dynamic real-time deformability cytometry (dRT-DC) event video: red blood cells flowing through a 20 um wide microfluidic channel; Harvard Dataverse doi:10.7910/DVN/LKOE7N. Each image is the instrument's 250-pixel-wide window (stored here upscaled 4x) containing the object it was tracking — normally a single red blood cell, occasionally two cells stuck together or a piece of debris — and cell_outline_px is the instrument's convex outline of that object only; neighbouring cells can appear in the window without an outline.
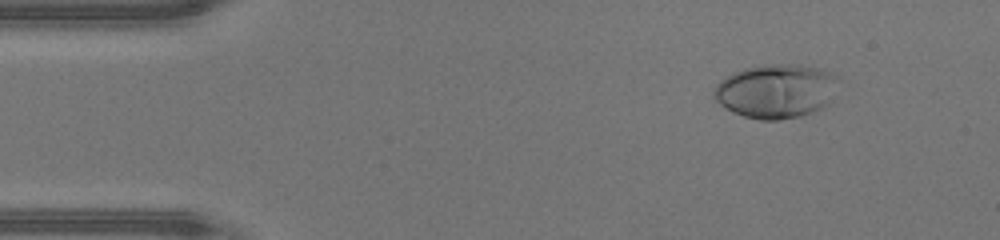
{"species": "human", "species_latin": "Homo sapiens", "temperature_condition": "warm", "stored_images_in_passage": 36, "camera_frame_rate_fps": 3000, "um_per_image_px": 0.085, "donor": {"sex": "male"}, "frame": {"image": 1, "passage_image": 5, "time_ms": 1.333, "image_size_px": [1000, 240], "cell_outline_px": [[836, 76], [828, 104], [812, 112], [800, 116], [776, 120], [760, 120], [744, 116], [720, 104], [716, 100], [712, 92], [716, 84], [720, 80], [744, 68], [764, 64], [800, 64], [816, 68], [828, 72]], "centroid_in_image_um": [65.9, 7.73], "position_along_channel_um": 19.1, "area_um2": 38.44}}
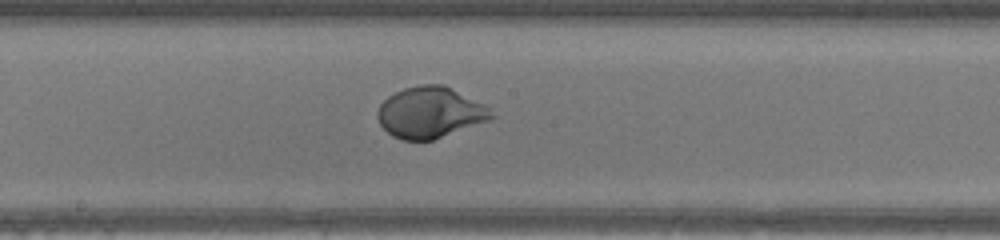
{"frame": {"image": 2, "passage_image": 24, "time_ms": 7.667, "image_size_px": [1000, 240], "cell_outline_px": [[496, 116], [492, 120], [432, 140], [404, 140], [392, 136], [380, 124], [376, 116], [376, 112], [380, 104], [388, 96], [404, 88], [420, 84], [444, 84], [484, 104]], "centroid_in_image_um": [36.57, 9.56], "position_along_channel_um": 211.6, "area_um2": 34.04}}
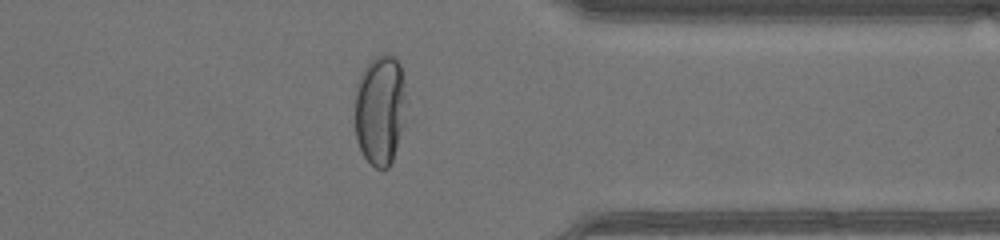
{"frame": {"image": 3, "passage_image": 36, "time_ms": 11.667, "image_size_px": [1000, 240], "cell_outline_px": [[412, 120], [388, 168], [376, 168], [364, 156], [360, 148], [356, 136], [356, 84], [360, 72], [376, 56], [388, 52], [396, 56], [400, 64]], "centroid_in_image_um": [32.43, 9.34], "position_along_channel_um": 379.0, "area_um2": 34.91}, "authors_computed_cell_mechanics": {"area_um2": 33.9575, "velocity_mm_per_s": 4.4316, "shape_relaxation_time_tau1_ms": 2.7822, "shape_relaxation_time_tau2_ms": null, "deformation_change_tau1": 0.2217, "deformation_change_tau2": null}}